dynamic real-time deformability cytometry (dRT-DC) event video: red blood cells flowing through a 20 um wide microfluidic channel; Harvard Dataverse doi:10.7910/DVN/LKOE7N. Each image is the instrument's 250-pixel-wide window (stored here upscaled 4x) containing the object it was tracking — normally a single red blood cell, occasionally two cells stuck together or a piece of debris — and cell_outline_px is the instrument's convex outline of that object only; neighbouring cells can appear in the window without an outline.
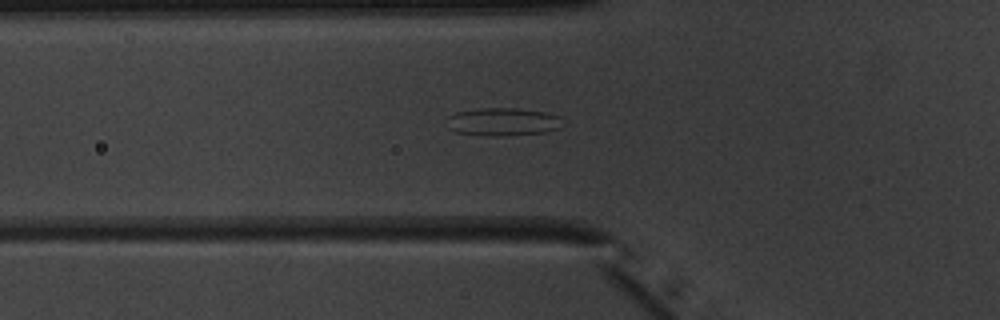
{"species": "common noctule bat (a hibernating species)", "species_latin": "Nyctalus noctula", "temperature_condition": "warm", "stored_images_in_passage": 35, "camera_frame_rate_fps": 3000, "um_per_image_px": 0.085, "animal": {"sex": "male", "body_mass_g": 20.1, "forearm_length_mm": 53.5}, "frame": {"image": 1, "passage_image": 2, "time_ms": 0.333, "image_size_px": [1000, 320], "cell_outline_px": [[560, 128], [544, 132], [504, 136], [488, 136], [456, 132], [448, 128], [448, 116], [456, 112], [480, 108], [516, 108], [544, 112], [560, 116]], "centroid_in_image_um": [42.71, 10.35], "position_along_channel_um": 83.1, "area_um2": 18.79}}
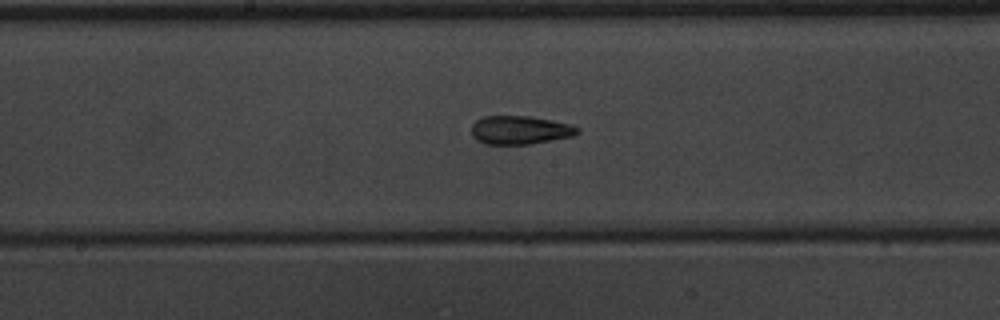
{"frame": {"image": 2, "passage_image": 11, "time_ms": 3.333, "image_size_px": [1000, 320], "cell_outline_px": [[580, 132], [572, 136], [532, 144], [484, 144], [476, 140], [472, 136], [472, 124], [476, 120], [484, 116], [532, 116], [552, 120], [568, 124], [580, 128]], "centroid_in_image_um": [44.18, 11.05], "position_along_channel_um": 204.0, "area_um2": 17.69}}
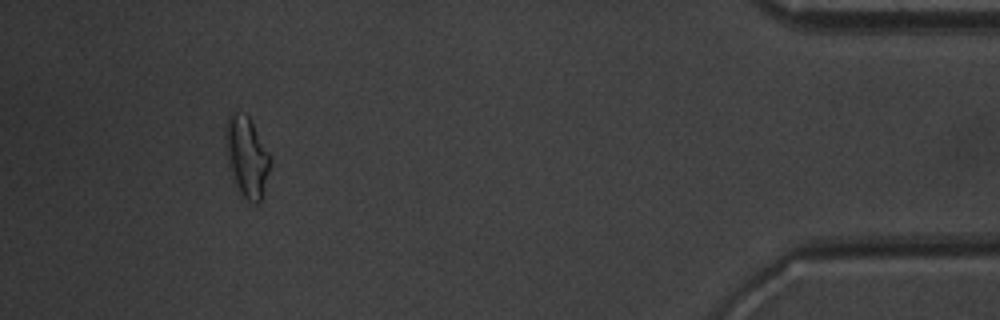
{"frame": {"image": 3, "passage_image": 31, "time_ms": 10.0, "image_size_px": [1000, 320], "cell_outline_px": [[272, 160], [264, 196], [260, 204], [256, 204], [240, 196], [232, 180], [228, 168], [224, 144], [224, 128], [228, 116], [232, 112], [236, 112], [248, 116], [268, 152]], "centroid_in_image_um": [20.95, 13.4], "position_along_channel_um": 414.3, "area_um2": 21.68}, "authors_computed_cell_mechanics": {"area_um2": 17.918, "velocity_mm_per_s": 3.9949, "shape_relaxation_time_tau1_ms": 9.0605, "shape_relaxation_time_tau2_ms": 2.7572, "deformation_change_tau1": 0.2079, "deformation_change_tau2": 0.1134}}